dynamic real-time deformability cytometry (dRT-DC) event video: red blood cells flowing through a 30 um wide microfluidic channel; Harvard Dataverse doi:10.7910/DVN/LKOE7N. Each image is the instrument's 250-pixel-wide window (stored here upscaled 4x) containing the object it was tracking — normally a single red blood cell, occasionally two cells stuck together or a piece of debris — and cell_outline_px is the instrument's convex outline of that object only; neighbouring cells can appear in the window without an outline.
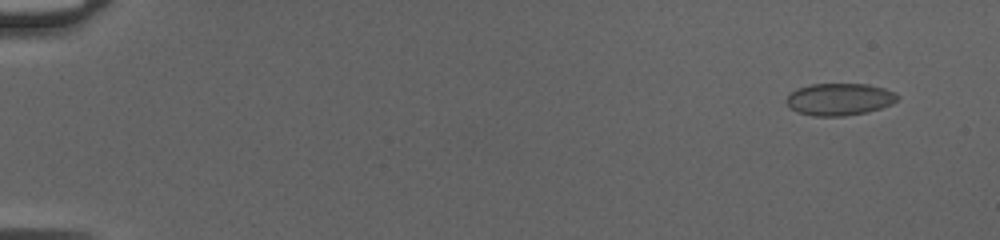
{"species": "common noctule bat (a hibernating species)", "species_latin": "Nyctalus noctula", "temperature_condition": "cold", "stored_images_in_passage": 52, "camera_frame_rate_fps": 3000, "um_per_image_px": 0.085, "animal": {"sex": "female", "body_mass_g": 20.0, "forearm_length_mm": 54.0}, "frame": {"image": 1, "passage_image": 4, "time_ms": 1.0, "image_size_px": [1000, 240], "cell_outline_px": [[900, 96], [892, 104], [868, 112], [844, 116], [812, 116], [800, 112], [792, 108], [784, 100], [796, 88], [812, 84], [868, 84], [884, 88], [896, 92]], "centroid_in_image_um": [71.38, 8.43], "position_along_channel_um": 13.6, "area_um2": 20.81}}
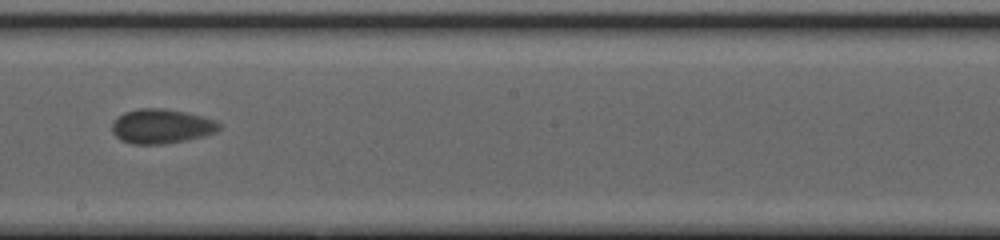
{"frame": {"image": 2, "passage_image": 32, "time_ms": 10.333, "image_size_px": [1000, 240], "cell_outline_px": [[220, 128], [216, 132], [204, 136], [164, 144], [132, 144], [120, 140], [112, 132], [112, 124], [124, 112], [140, 108], [164, 108], [188, 112], [216, 120], [220, 124]], "centroid_in_image_um": [13.74, 10.73], "position_along_channel_um": 234.5, "area_um2": 21.56}}
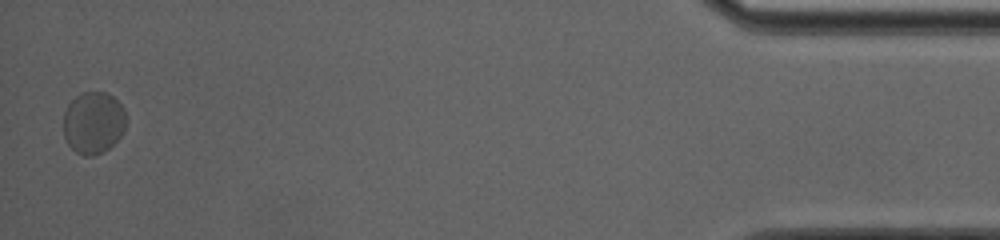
{"frame": {"image": 3, "passage_image": 52, "time_ms": 17.0, "image_size_px": [1000, 240], "cell_outline_px": [[124, 132], [104, 152], [92, 156], [84, 156], [76, 152], [68, 144], [64, 136], [64, 112], [68, 104], [80, 92], [104, 92], [112, 96], [124, 108]], "centroid_in_image_um": [7.91, 10.43], "position_along_channel_um": 427.3, "area_um2": 22.54}, "authors_computed_cell_mechanics": {"area_um2": 20.9814, "velocity_mm_per_s": 4.0756, "shape_relaxation_time_tau1_ms": null, "shape_relaxation_time_tau2_ms": 0.605, "deformation_change_tau1": null, "deformation_change_tau2": 0.0299}}